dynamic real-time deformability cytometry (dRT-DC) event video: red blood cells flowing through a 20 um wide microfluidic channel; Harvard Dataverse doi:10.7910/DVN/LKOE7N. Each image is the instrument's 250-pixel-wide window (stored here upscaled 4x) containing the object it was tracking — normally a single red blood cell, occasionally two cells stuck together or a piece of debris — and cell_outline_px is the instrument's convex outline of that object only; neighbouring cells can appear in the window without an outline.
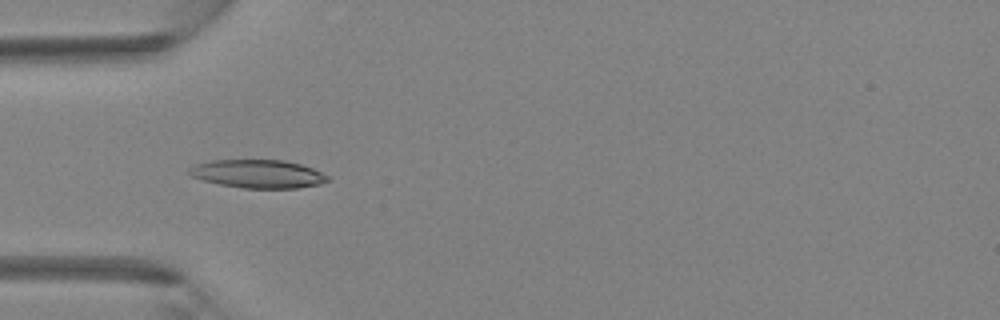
{"species": "Egyptian fruit bat (a non-hibernating species)", "species_latin": "Rousettus aegyptiacus", "temperature_condition": "room temperature", "stored_images_in_passage": 15, "camera_frame_rate_fps": 3000, "um_per_image_px": 0.085, "animal": {"sex": "female"}, "frame": {"image": 1, "passage_image": 3, "time_ms": 0.667, "image_size_px": [1000, 320], "cell_outline_px": [[332, 180], [320, 184], [296, 188], [244, 188], [220, 184], [204, 180], [192, 176], [188, 172], [188, 168], [196, 164], [212, 160], [284, 160], [300, 164], [312, 168], [328, 176]], "centroid_in_image_um": [21.95, 14.78], "position_along_channel_um": 63.1, "area_um2": 22.72}}
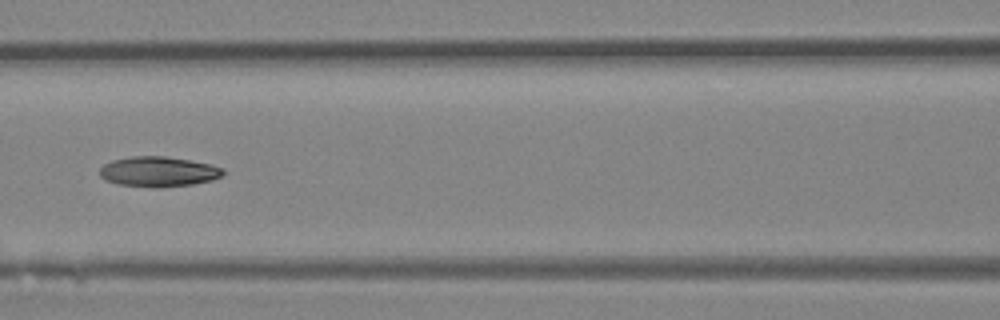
{"frame": {"image": 2, "passage_image": 9, "time_ms": 2.667, "image_size_px": [1000, 320], "cell_outline_px": [[224, 172], [220, 176], [212, 180], [192, 184], [152, 188], [116, 184], [104, 180], [100, 176], [100, 168], [104, 164], [112, 160], [132, 156], [164, 156], [212, 164], [224, 168]], "centroid_in_image_um": [13.43, 14.59], "position_along_channel_um": 153.2, "area_um2": 21.73}}
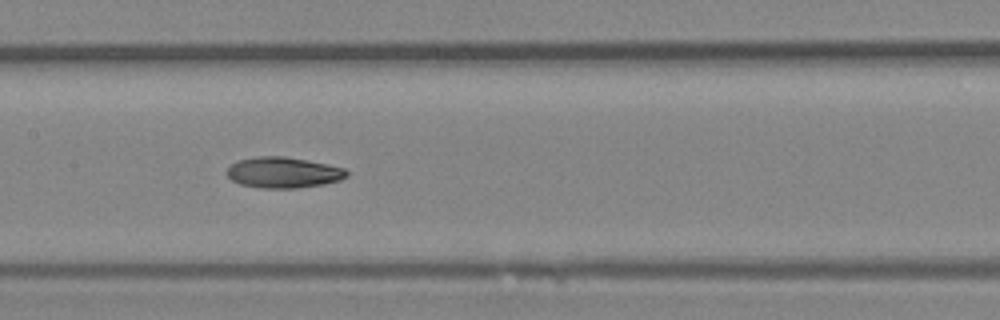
{"frame": {"image": 3, "passage_image": 11, "time_ms": 3.333, "image_size_px": [1000, 320], "cell_outline_px": [[348, 176], [340, 180], [324, 184], [296, 188], [260, 188], [240, 184], [232, 180], [228, 176], [228, 168], [236, 160], [256, 156], [284, 156], [308, 160], [328, 164], [344, 168], [348, 172]], "centroid_in_image_um": [24.09, 14.66], "position_along_channel_um": 183.3, "area_um2": 21.62}}